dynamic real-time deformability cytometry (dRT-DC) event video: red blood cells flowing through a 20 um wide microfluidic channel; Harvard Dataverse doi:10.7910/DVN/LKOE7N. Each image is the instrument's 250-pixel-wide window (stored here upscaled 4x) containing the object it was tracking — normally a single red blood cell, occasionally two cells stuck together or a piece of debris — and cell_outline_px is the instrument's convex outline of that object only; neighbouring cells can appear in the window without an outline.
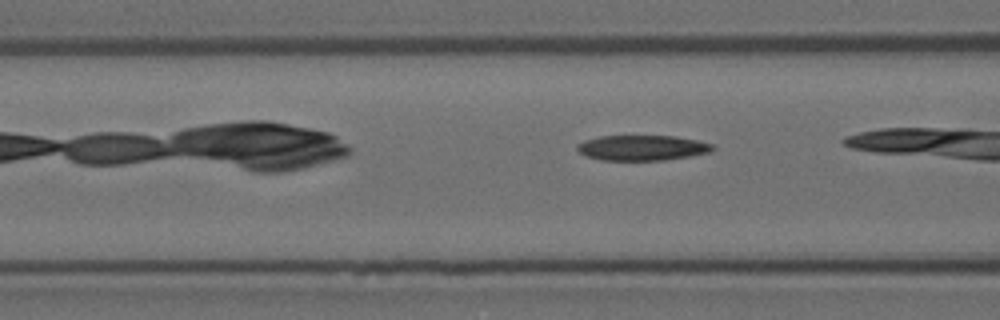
{"species": "Egyptian fruit bat (a non-hibernating species)", "species_latin": "Rousettus aegyptiacus", "temperature_condition": "room temperature", "stored_images_in_passage": 7, "camera_frame_rate_fps": 3000, "um_per_image_px": 0.085, "animal": {"sex": "female"}, "frame": {"image": 1, "passage_image": 7, "time_ms": 2.0, "image_size_px": [1000, 320], "cell_outline_px": [[716, 148], [708, 152], [688, 156], [664, 160], [600, 160], [588, 156], [580, 152], [576, 148], [576, 144], [584, 140], [600, 136], [676, 136], [696, 140], [712, 144]], "centroid_in_image_um": [54.56, 12.56], "position_along_channel_um": 112.0, "area_um2": 19.83}}